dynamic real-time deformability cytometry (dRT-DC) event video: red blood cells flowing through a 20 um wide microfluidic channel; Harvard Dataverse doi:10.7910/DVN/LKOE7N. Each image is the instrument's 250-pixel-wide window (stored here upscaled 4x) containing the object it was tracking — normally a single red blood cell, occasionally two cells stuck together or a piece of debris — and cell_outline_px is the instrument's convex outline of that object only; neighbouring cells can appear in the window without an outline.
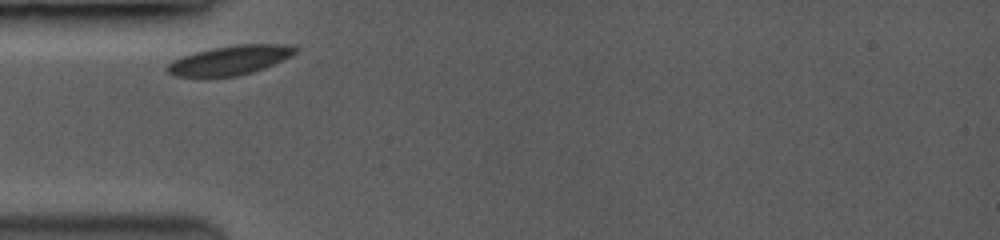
{"species": "common noctule bat (a hibernating species)", "species_latin": "Nyctalus noctula", "temperature_condition": "room temperature", "stored_images_in_passage": 43, "camera_frame_rate_fps": 3500, "um_per_image_px": 0.085, "animal": {"sex": "female", "body_mass_g": 19.0, "forearm_length_mm": 53.3}, "frame": {"image": 1, "passage_image": 1, "time_ms": 0.0, "image_size_px": [1000, 240], "cell_outline_px": [[300, 48], [296, 52], [264, 68], [252, 72], [236, 76], [176, 76], [168, 72], [164, 68], [172, 60], [196, 52], [212, 48], [240, 44], [296, 44]], "centroid_in_image_um": [19.57, 5.1], "position_along_channel_um": 65.4, "area_um2": 21.56}}
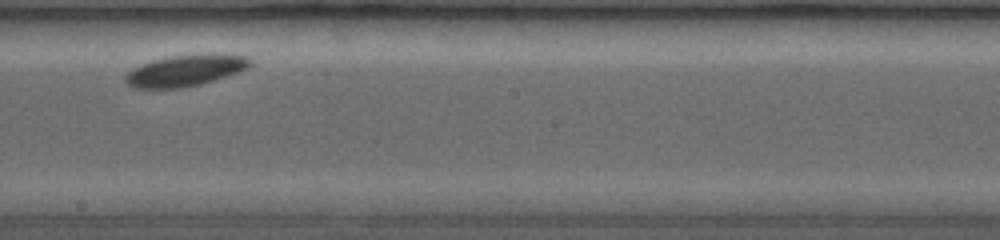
{"frame": {"image": 2, "passage_image": 19, "time_ms": 4.571, "image_size_px": [1000, 240], "cell_outline_px": [[256, 60], [248, 68], [240, 72], [200, 84], [180, 88], [136, 88], [128, 84], [124, 80], [124, 76], [132, 68], [152, 60], [172, 56], [208, 52], [216, 52], [248, 56]], "centroid_in_image_um": [15.85, 5.95], "position_along_channel_um": 232.3, "area_um2": 23.35}}
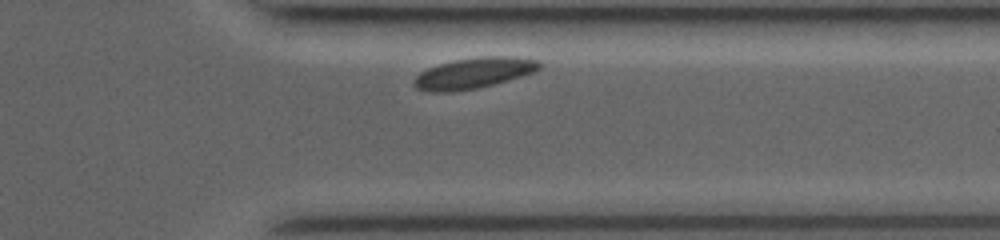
{"frame": {"image": 3, "passage_image": 40, "time_ms": 8.286, "image_size_px": [1000, 240], "cell_outline_px": [[540, 68], [532, 72], [492, 84], [476, 88], [452, 92], [428, 92], [416, 88], [416, 76], [420, 72], [428, 68], [452, 60], [480, 56], [516, 56], [536, 60], [540, 64]], "centroid_in_image_um": [40.24, 6.2], "position_along_channel_um": 371.2, "area_um2": 22.14}, "authors_computed_cell_mechanics": {"area_um2": 21.7328, "velocity_mm_per_s": 3.6995, "shape_relaxation_time_tau1_ms": 1.3921, "shape_relaxation_time_tau2_ms": null, "deformation_change_tau1": 0.0642, "deformation_change_tau2": null}}